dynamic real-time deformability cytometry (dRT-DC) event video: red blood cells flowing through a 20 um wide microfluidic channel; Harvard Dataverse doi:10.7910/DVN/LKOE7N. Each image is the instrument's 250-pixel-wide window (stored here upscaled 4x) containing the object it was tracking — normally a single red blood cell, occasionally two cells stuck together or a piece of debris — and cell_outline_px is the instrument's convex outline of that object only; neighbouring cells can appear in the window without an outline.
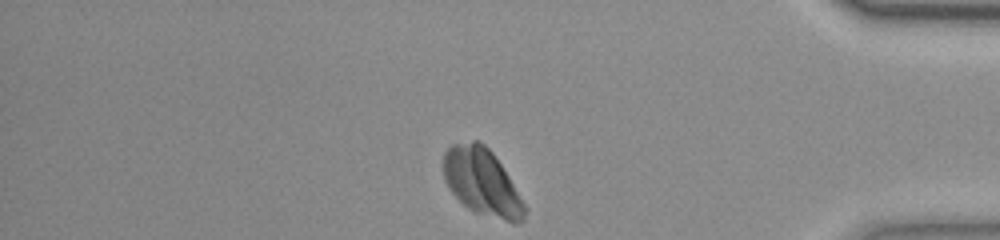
{"species": "common noctule bat (a hibernating species)", "species_latin": "Nyctalus noctula", "temperature_condition": "room temperature", "stored_images_in_passage": 33, "camera_frame_rate_fps": 3000, "um_per_image_px": 0.085, "animal": {"sex": "female", "body_mass_g": 23.0, "forearm_length_mm": 53.4}, "frame": {"image": 1, "passage_image": 33, "time_ms": 10.667, "image_size_px": [1000, 240], "cell_outline_px": [[528, 208], [524, 220], [520, 224], [512, 224], [476, 212], [468, 208], [448, 188], [444, 180], [444, 152], [452, 144], [472, 140], [476, 140], [484, 144], [492, 152], [508, 176]], "centroid_in_image_um": [41.0, 15.51], "position_along_channel_um": 394.2, "area_um2": 31.73}, "authors_computed_cell_mechanics": {"area_um2": 17.629, "velocity_mm_per_s": 3.6997, "shape_relaxation_time_tau1_ms": 0.7477, "shape_relaxation_time_tau2_ms": null, "deformation_change_tau1": 0.058, "deformation_change_tau2": null}}